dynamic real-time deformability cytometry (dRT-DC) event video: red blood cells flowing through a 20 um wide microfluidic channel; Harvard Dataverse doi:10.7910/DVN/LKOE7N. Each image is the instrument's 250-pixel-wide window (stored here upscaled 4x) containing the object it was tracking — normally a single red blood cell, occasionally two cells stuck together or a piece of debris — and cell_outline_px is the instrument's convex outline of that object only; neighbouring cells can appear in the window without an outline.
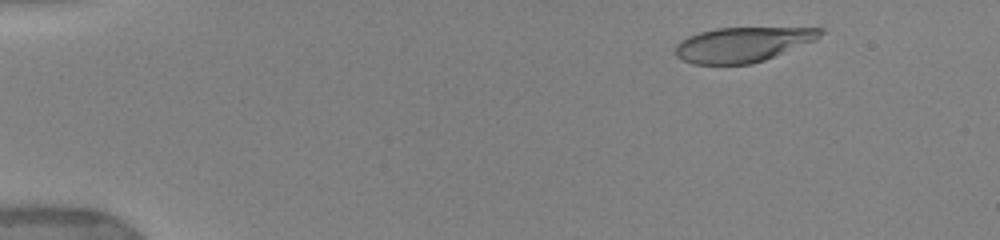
{"species": "human", "species_latin": "Homo sapiens", "temperature_condition": "warm", "stored_images_in_passage": 40, "camera_frame_rate_fps": 3000, "um_per_image_px": 0.085, "donor": {"sex": "female"}, "frame": {"image": 1, "passage_image": 6, "time_ms": 2.0, "image_size_px": [1000, 240], "cell_outline_px": [[828, 32], [816, 40], [764, 60], [752, 64], [692, 64], [676, 56], [676, 44], [680, 40], [688, 36], [700, 32], [716, 28], [824, 28]], "centroid_in_image_um": [63.15, 3.78], "position_along_channel_um": 21.8, "area_um2": 29.42}}
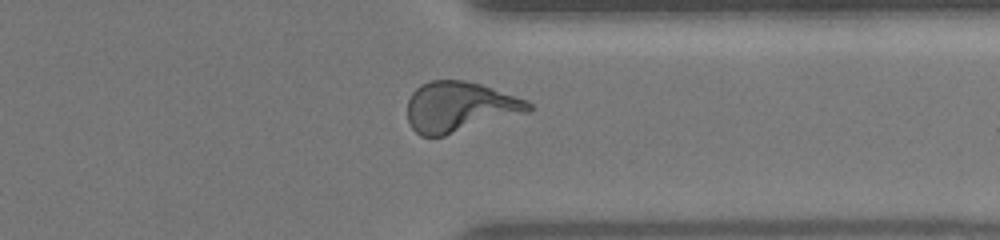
{"frame": {"image": 2, "passage_image": 35, "time_ms": 13.667, "image_size_px": [1000, 240], "cell_outline_px": [[532, 108], [528, 112], [444, 136], [420, 136], [408, 124], [408, 100], [412, 92], [420, 84], [432, 80], [464, 80], [480, 84], [528, 100], [532, 104]], "centroid_in_image_um": [39.05, 9.08], "position_along_channel_um": 372.3, "area_um2": 35.49}}
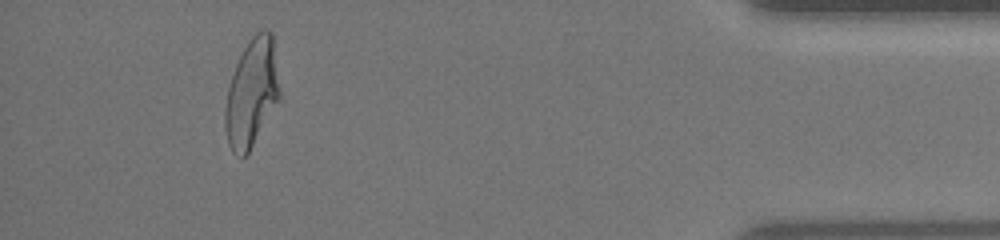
{"frame": {"image": 3, "passage_image": 38, "time_ms": 16.0, "image_size_px": [1000, 240], "cell_outline_px": [[280, 100], [248, 152], [244, 156], [240, 156], [232, 152], [228, 144], [224, 128], [224, 108], [228, 88], [236, 64], [244, 48], [252, 36], [256, 32], [264, 28], [268, 28], [272, 32], [280, 88]], "centroid_in_image_um": [21.4, 7.89], "position_along_channel_um": 413.8, "area_um2": 34.45}}